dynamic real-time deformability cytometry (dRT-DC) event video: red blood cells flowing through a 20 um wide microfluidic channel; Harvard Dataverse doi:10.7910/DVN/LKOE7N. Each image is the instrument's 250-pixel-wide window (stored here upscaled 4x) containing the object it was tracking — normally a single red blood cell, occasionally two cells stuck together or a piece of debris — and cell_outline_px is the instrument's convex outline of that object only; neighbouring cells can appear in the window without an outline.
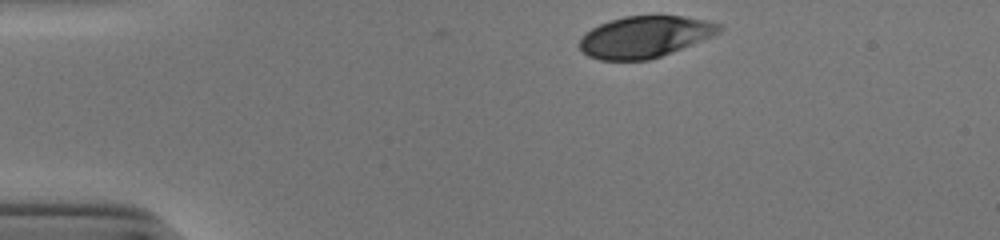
{"species": "human", "species_latin": "Homo sapiens", "temperature_condition": "cold", "stored_images_in_passage": 34, "camera_frame_rate_fps": 3000, "um_per_image_px": 0.085, "donor": {"sex": "male"}, "frame": {"image": 1, "passage_image": 1, "time_ms": 0.0, "image_size_px": [1000, 240], "cell_outline_px": [[724, 28], [720, 32], [712, 36], [660, 56], [648, 60], [600, 60], [588, 56], [580, 48], [580, 36], [592, 28], [608, 20], [624, 16], [680, 16], [704, 20], [724, 24]], "centroid_in_image_um": [54.8, 3.12], "position_along_channel_um": 30.2, "area_um2": 33.58}}
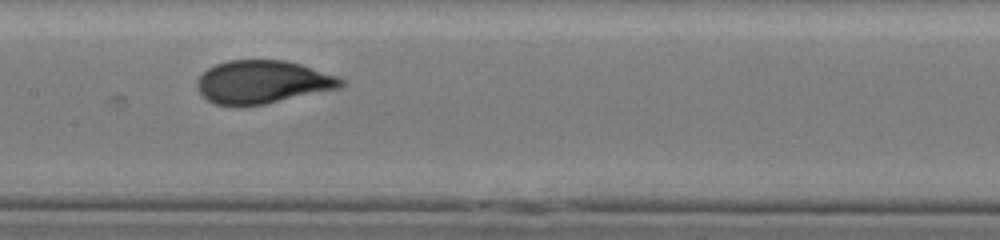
{"frame": {"image": 2, "passage_image": 18, "time_ms": 5.667, "image_size_px": [1000, 240], "cell_outline_px": [[344, 84], [340, 88], [264, 104], [216, 104], [208, 100], [196, 88], [196, 80], [208, 68], [216, 64], [228, 60], [284, 60], [300, 64], [336, 76], [344, 80]], "centroid_in_image_um": [22.31, 6.95], "position_along_channel_um": 185.1, "area_um2": 35.55}}
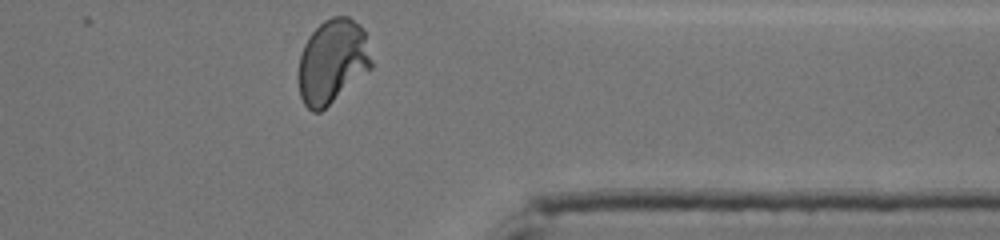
{"frame": {"image": 3, "passage_image": 34, "time_ms": 11.0, "image_size_px": [1000, 240], "cell_outline_px": [[372, 68], [320, 112], [312, 112], [304, 104], [300, 96], [300, 56], [304, 44], [308, 36], [324, 20], [332, 16], [348, 16], [360, 24], [364, 32], [372, 60]], "centroid_in_image_um": [28.27, 5.21], "position_along_channel_um": 383.1, "area_um2": 35.49}, "authors_computed_cell_mechanics": {"area_um2": 35.836, "velocity_mm_per_s": 3.8738, "shape_relaxation_time_tau1_ms": 4.7141, "shape_relaxation_time_tau2_ms": null, "deformation_change_tau1": 0.1835, "deformation_change_tau2": null}}